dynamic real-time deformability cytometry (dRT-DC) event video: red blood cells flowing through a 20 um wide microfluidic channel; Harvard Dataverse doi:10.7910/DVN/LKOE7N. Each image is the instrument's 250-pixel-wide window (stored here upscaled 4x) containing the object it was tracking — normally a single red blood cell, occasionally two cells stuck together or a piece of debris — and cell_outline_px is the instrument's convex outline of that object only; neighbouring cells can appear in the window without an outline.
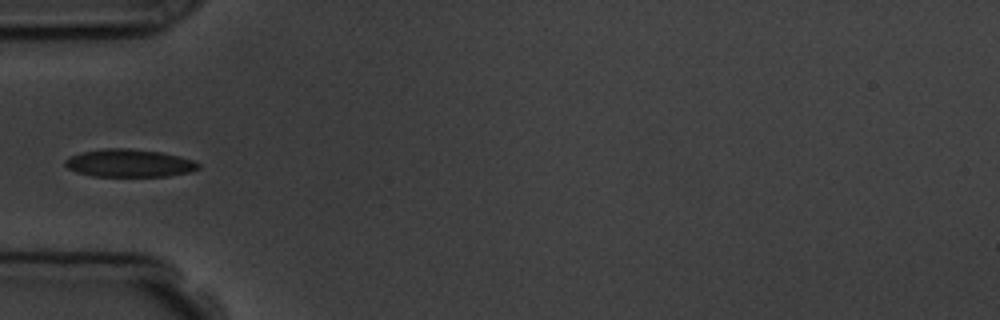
{"species": "common noctule bat (a hibernating species)", "species_latin": "Nyctalus noctula", "temperature_condition": "room temperature", "stored_images_in_passage": 7, "camera_frame_rate_fps": 3000, "um_per_image_px": 0.085, "animal": {"sex": "male", "body_mass_g": 19.5, "forearm_length_mm": 54.6}, "frame": {"image": 1, "passage_image": 3, "time_ms": 2.333, "image_size_px": [1000, 320], "cell_outline_px": [[200, 168], [188, 172], [168, 176], [92, 176], [76, 172], [68, 168], [64, 164], [64, 160], [68, 156], [80, 152], [104, 148], [128, 148], [160, 152], [180, 156], [192, 160], [200, 164]], "centroid_in_image_um": [10.94, 13.86], "position_along_channel_um": 74.1, "area_um2": 21.68}}